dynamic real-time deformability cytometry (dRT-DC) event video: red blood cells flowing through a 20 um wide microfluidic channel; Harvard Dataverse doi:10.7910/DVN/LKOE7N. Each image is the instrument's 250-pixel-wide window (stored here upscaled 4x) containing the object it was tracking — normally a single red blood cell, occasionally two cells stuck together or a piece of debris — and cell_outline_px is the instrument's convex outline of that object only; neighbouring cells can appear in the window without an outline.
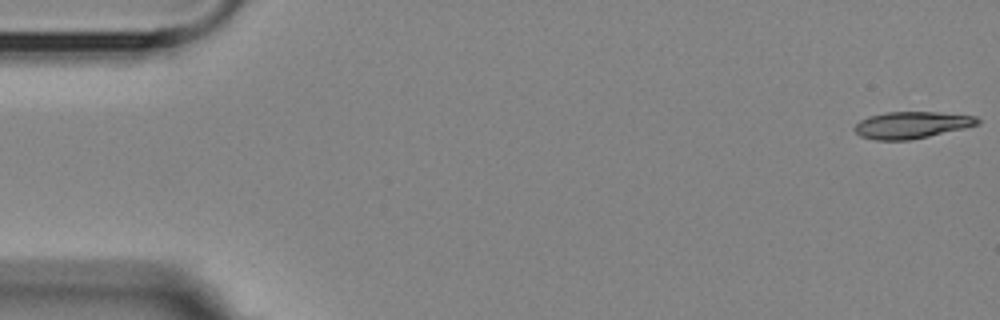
{"species": "Egyptian fruit bat (a non-hibernating species)", "species_latin": "Rousettus aegyptiacus", "temperature_condition": "room temperature", "stored_images_in_passage": 5, "camera_frame_rate_fps": 3000, "um_per_image_px": 0.085, "animal": {"sex": "female"}, "frame": {"image": 1, "passage_image": 1, "time_ms": 0.0, "image_size_px": [1000, 320], "cell_outline_px": [[980, 124], [964, 128], [928, 136], [908, 140], [876, 140], [860, 136], [852, 128], [860, 120], [868, 116], [884, 112], [940, 112], [976, 116], [980, 120]], "centroid_in_image_um": [77.47, 10.61], "position_along_channel_um": 7.5, "area_um2": 19.25}}
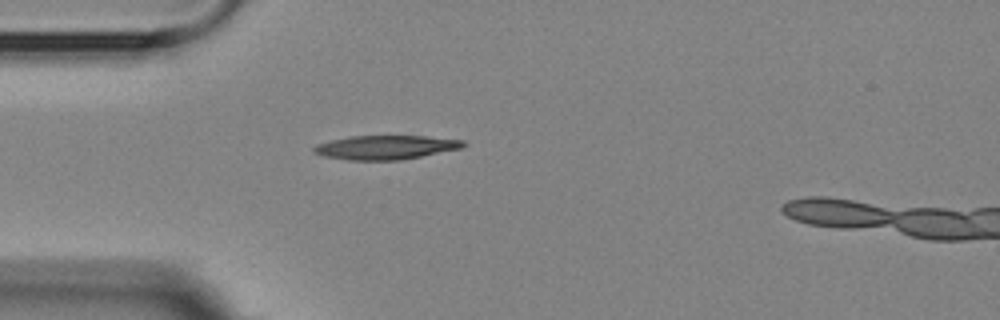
{"frame": {"image": 2, "passage_image": 5, "time_ms": 4.667, "image_size_px": [1000, 320], "cell_outline_px": [[468, 144], [464, 148], [400, 160], [348, 160], [324, 156], [312, 152], [312, 148], [316, 144], [348, 136], [424, 136], [464, 140]], "centroid_in_image_um": [32.8, 12.52], "position_along_channel_um": 52.2, "area_um2": 21.04}}